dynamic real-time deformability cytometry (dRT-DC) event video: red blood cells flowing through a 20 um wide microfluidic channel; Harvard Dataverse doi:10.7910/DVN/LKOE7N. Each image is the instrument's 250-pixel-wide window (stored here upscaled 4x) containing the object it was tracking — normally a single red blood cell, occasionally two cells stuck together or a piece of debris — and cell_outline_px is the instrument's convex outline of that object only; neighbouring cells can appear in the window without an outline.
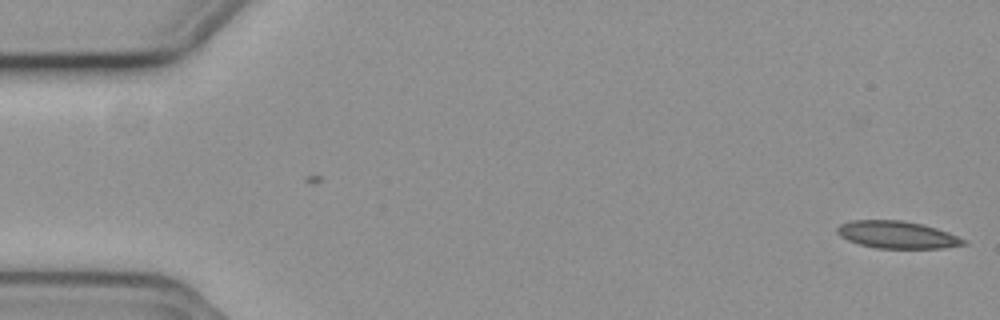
{"species": "common noctule bat (a hibernating species)", "species_latin": "Nyctalus noctula", "temperature_condition": "cold", "stored_images_in_passage": 56, "camera_frame_rate_fps": 3000, "um_per_image_px": 0.085, "animal": {"sex": "female", "body_mass_g": 19.3, "forearm_length_mm": 54.1}, "frame": {"image": 1, "passage_image": 1, "time_ms": 0.0, "image_size_px": [1000, 320], "cell_outline_px": [[968, 244], [944, 248], [876, 248], [860, 244], [848, 240], [840, 236], [836, 232], [836, 228], [840, 224], [852, 220], [900, 220], [920, 224], [936, 228], [948, 232], [968, 240]], "centroid_in_image_um": [76.27, 19.96], "position_along_channel_um": 8.7, "area_um2": 20.11}}
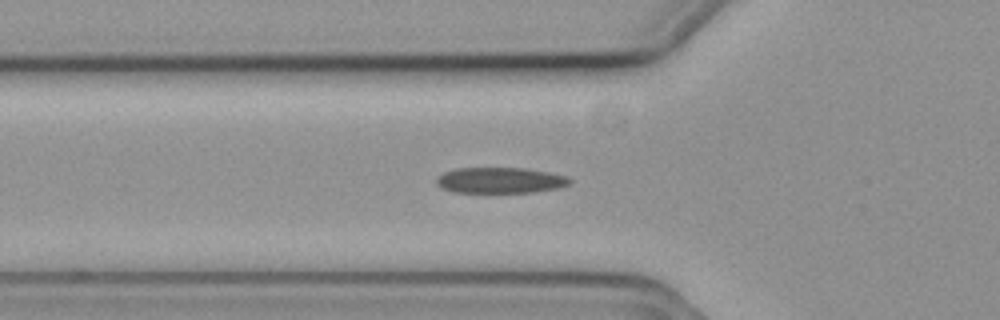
{"frame": {"image": 2, "passage_image": 19, "time_ms": 6.0, "image_size_px": [1000, 320], "cell_outline_px": [[572, 184], [560, 188], [532, 192], [452, 192], [440, 188], [436, 184], [436, 176], [444, 172], [456, 168], [524, 168], [548, 172], [568, 176], [572, 180]], "centroid_in_image_um": [42.52, 15.33], "position_along_channel_um": 83.3, "area_um2": 20.29}}
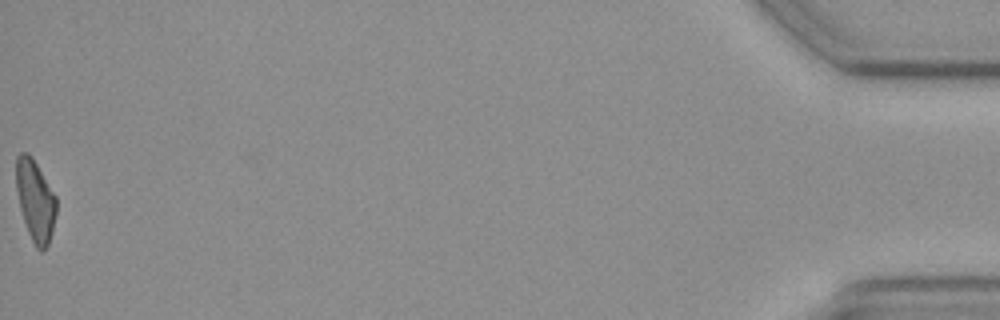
{"frame": {"image": 3, "passage_image": 56, "time_ms": 18.333, "image_size_px": [1000, 320], "cell_outline_px": [[56, 212], [52, 232], [48, 244], [44, 252], [40, 252], [36, 248], [28, 232], [20, 208], [16, 188], [16, 156], [20, 152], [28, 152], [32, 156], [56, 196]], "centroid_in_image_um": [3.0, 17.04], "position_along_channel_um": 432.2, "area_um2": 19.07}, "authors_computed_cell_mechanics": {"area_um2": 20.4612, "velocity_mm_per_s": 3.7095, "shape_relaxation_time_tau1_ms": 4.6242, "shape_relaxation_time_tau2_ms": 4.5689, "deformation_change_tau1": 0.138, "deformation_change_tau2": 0.1293}}